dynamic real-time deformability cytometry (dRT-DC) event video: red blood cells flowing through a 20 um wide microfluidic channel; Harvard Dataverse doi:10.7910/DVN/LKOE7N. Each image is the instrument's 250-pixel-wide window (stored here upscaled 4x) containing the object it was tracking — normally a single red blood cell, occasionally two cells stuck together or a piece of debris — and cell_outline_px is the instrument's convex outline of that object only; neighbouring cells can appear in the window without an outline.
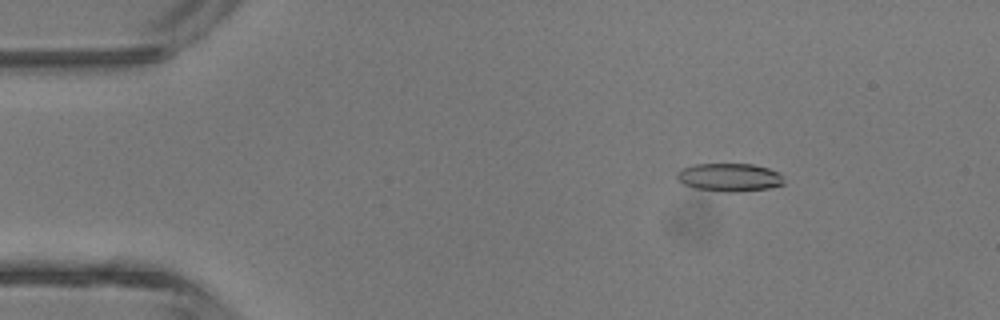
{"species": "common noctule bat (a hibernating species)", "species_latin": "Nyctalus noctula", "temperature_condition": "room temperature", "stored_images_in_passage": 4, "camera_frame_rate_fps": 3000, "um_per_image_px": 0.085, "animal": {"sex": "male", "body_mass_g": 13.3}, "frame": {"image": 1, "passage_image": 2, "time_ms": 1.333, "image_size_px": [1000, 320], "cell_outline_px": [[784, 184], [768, 188], [736, 192], [728, 192], [696, 188], [684, 184], [676, 176], [676, 172], [680, 168], [692, 164], [752, 164], [768, 168], [780, 172], [784, 180]], "centroid_in_image_um": [62.0, 15.06], "position_along_channel_um": 23.0, "area_um2": 17.57}}